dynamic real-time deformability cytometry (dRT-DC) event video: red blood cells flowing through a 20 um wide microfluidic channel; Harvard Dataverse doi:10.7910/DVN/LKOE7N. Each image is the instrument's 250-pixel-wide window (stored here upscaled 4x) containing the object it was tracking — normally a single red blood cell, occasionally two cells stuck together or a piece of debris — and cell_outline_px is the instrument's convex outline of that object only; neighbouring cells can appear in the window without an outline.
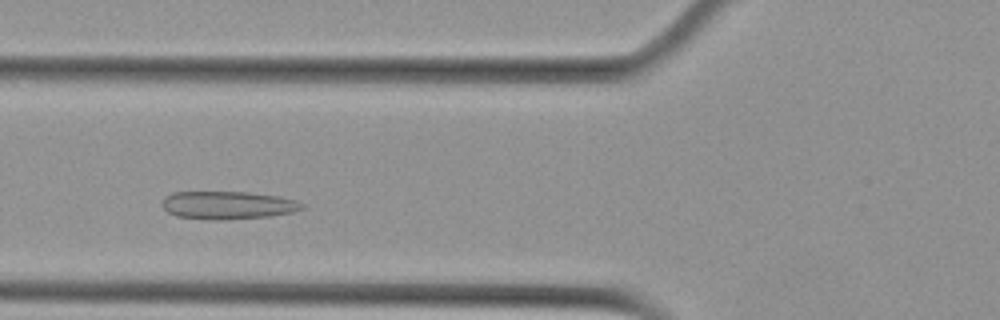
{"species": "Egyptian fruit bat (a non-hibernating species)", "species_latin": "Rousettus aegyptiacus", "temperature_condition": "cold", "stored_images_in_passage": 6, "camera_frame_rate_fps": 3000, "um_per_image_px": 0.085, "animal": {"sex": "female"}, "frame": {"image": 1, "passage_image": 2, "time_ms": 0.333, "image_size_px": [1000, 320], "cell_outline_px": [[304, 208], [292, 212], [268, 216], [224, 220], [212, 220], [176, 216], [168, 212], [160, 204], [164, 196], [172, 192], [248, 192], [280, 196], [296, 200], [304, 204]], "centroid_in_image_um": [19.34, 17.43], "position_along_channel_um": 106.5, "area_um2": 22.95}}
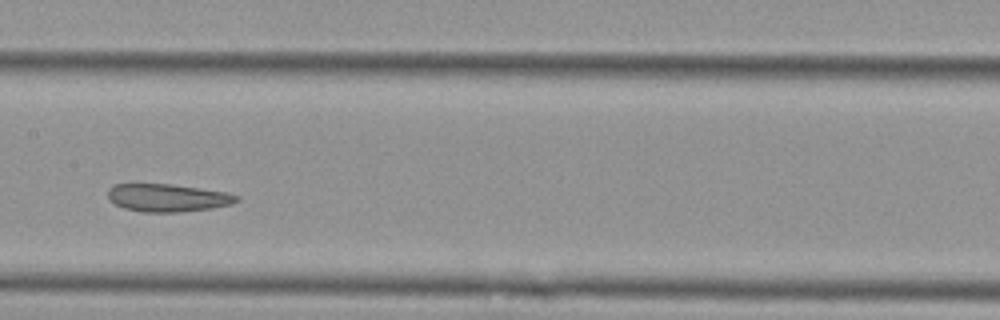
{"frame": {"image": 2, "passage_image": 4, "time_ms": 1.0, "image_size_px": [1000, 320], "cell_outline_px": [[240, 200], [232, 204], [212, 208], [180, 212], [144, 212], [124, 208], [116, 204], [108, 196], [108, 188], [112, 184], [172, 184], [228, 192], [240, 196]], "centroid_in_image_um": [14.29, 16.8], "position_along_channel_um": 193.1, "area_um2": 20.92}}
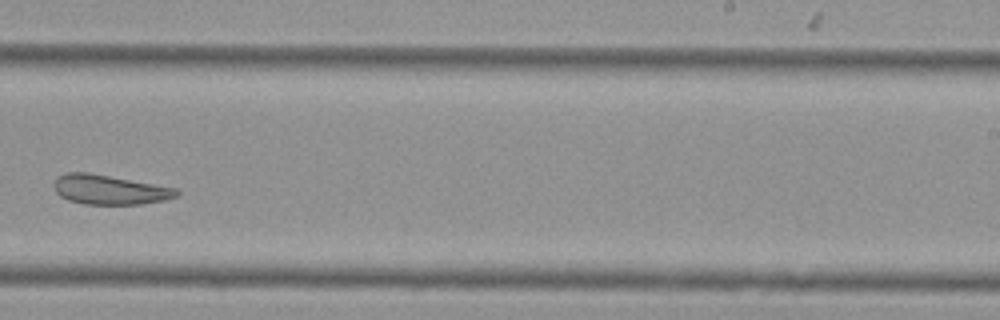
{"frame": {"image": 3, "passage_image": 6, "time_ms": 1.667, "image_size_px": [1000, 320], "cell_outline_px": [[180, 192], [176, 196], [164, 200], [140, 204], [84, 204], [68, 200], [60, 196], [56, 192], [52, 184], [56, 176], [68, 172], [88, 172], [176, 188]], "centroid_in_image_um": [9.25, 16.12], "position_along_channel_um": 279.7, "area_um2": 21.1}}